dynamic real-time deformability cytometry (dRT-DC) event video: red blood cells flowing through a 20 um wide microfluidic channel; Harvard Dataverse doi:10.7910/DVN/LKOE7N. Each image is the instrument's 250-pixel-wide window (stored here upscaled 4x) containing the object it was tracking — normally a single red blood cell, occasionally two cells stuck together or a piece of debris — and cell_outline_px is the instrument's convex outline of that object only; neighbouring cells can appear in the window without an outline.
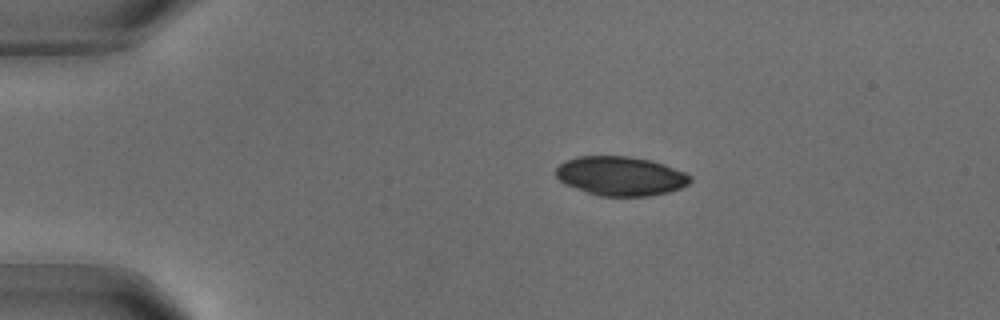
{"species": "common noctule bat (a hibernating species)", "species_latin": "Nyctalus noctula", "temperature_condition": "warm", "stored_images_in_passage": 69, "camera_frame_rate_fps": 3000, "um_per_image_px": 0.085, "animal": {"sex": "male", "body_mass_g": 18.8}, "frame": {"image": 1, "passage_image": 1, "time_ms": 0.0, "image_size_px": [1000, 320], "cell_outline_px": [[692, 180], [688, 184], [680, 188], [668, 192], [648, 196], [600, 196], [564, 184], [556, 176], [556, 168], [560, 164], [568, 160], [580, 156], [628, 156], [652, 160], [664, 164], [684, 172], [692, 176]], "centroid_in_image_um": [52.77, 14.96], "position_along_channel_um": 32.2, "area_um2": 30.58}}
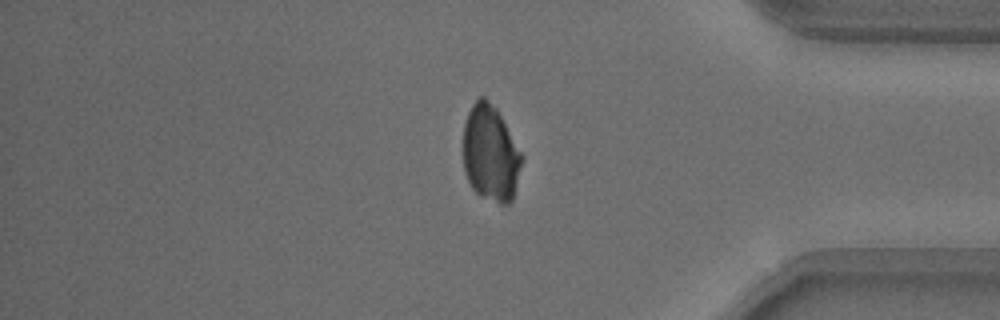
{"frame": {"image": 2, "passage_image": 56, "time_ms": 18.333, "image_size_px": [1000, 320], "cell_outline_px": [[524, 160], [512, 200], [508, 204], [500, 204], [480, 196], [472, 188], [464, 172], [464, 124], [468, 112], [472, 104], [480, 96], [484, 96], [496, 108], [524, 156]], "centroid_in_image_um": [41.71, 13.06], "position_along_channel_um": 393.5, "area_um2": 33.0}}
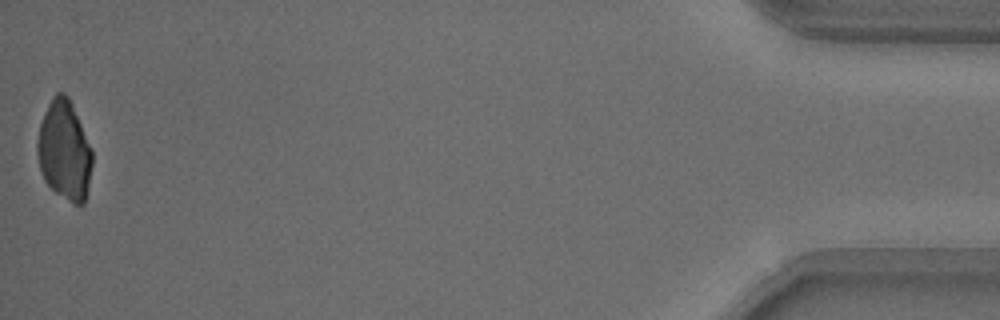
{"frame": {"image": 3, "passage_image": 69, "time_ms": 22.667, "image_size_px": [1000, 320], "cell_outline_px": [[92, 164], [84, 204], [72, 204], [56, 192], [44, 180], [40, 168], [36, 152], [36, 144], [40, 124], [44, 112], [52, 96], [56, 92], [64, 92], [68, 96], [72, 104], [92, 148]], "centroid_in_image_um": [5.46, 12.77], "position_along_channel_um": 429.7, "area_um2": 31.85}}